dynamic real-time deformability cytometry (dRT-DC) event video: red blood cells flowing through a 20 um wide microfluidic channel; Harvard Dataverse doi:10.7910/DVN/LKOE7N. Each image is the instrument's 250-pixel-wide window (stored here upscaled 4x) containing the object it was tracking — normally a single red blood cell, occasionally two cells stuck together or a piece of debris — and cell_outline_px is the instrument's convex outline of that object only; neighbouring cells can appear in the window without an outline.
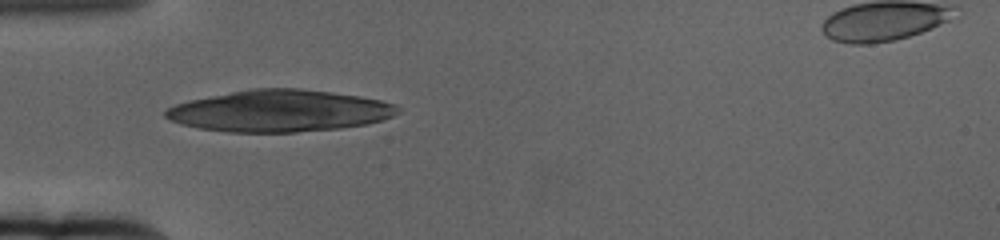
{"species": "human", "species_latin": "Homo sapiens", "temperature_condition": "cold", "stored_images_in_passage": 43, "camera_frame_rate_fps": 3000, "um_per_image_px": 0.085, "donor": {"sex": "female"}, "frame": {"image": 1, "passage_image": 2, "time_ms": 0.333, "image_size_px": [1000, 240], "cell_outline_px": [[400, 112], [392, 116], [368, 124], [340, 128], [296, 132], [228, 132], [200, 128], [180, 124], [164, 116], [164, 112], [168, 108], [176, 104], [188, 100], [252, 88], [300, 88], [332, 92], [360, 96], [380, 100], [396, 104], [400, 108]], "centroid_in_image_um": [23.78, 9.42], "position_along_channel_um": 61.2, "area_um2": 56.47}}
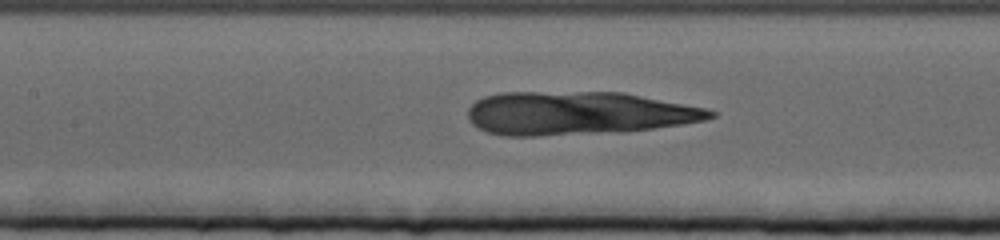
{"frame": {"image": 2, "passage_image": 11, "time_ms": 3.333, "image_size_px": [1000, 240], "cell_outline_px": [[716, 116], [704, 120], [680, 124], [624, 132], [540, 136], [504, 136], [488, 132], [472, 124], [468, 120], [468, 108], [476, 100], [484, 96], [500, 92], [624, 92], [708, 108], [716, 112]], "centroid_in_image_um": [49.12, 9.62], "position_along_channel_um": 158.3, "area_um2": 61.67}}
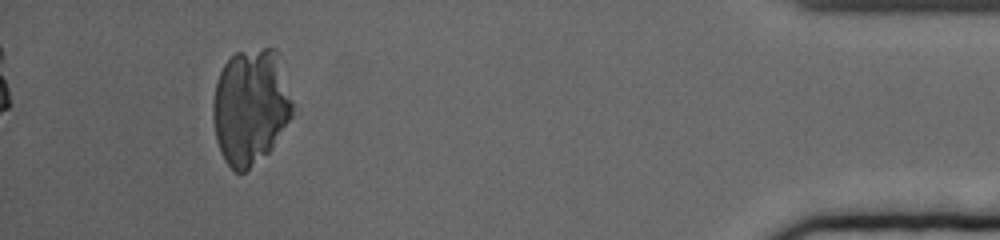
{"frame": {"image": 3, "passage_image": 39, "time_ms": 12.667, "image_size_px": [1000, 240], "cell_outline_px": [[300, 112], [272, 148], [268, 152], [244, 172], [236, 172], [224, 160], [220, 152], [216, 140], [212, 112], [212, 104], [216, 80], [224, 64], [236, 52], [264, 48], [276, 48], [280, 52]], "centroid_in_image_um": [21.42, 9.03], "position_along_channel_um": 413.8, "area_um2": 56.01}}